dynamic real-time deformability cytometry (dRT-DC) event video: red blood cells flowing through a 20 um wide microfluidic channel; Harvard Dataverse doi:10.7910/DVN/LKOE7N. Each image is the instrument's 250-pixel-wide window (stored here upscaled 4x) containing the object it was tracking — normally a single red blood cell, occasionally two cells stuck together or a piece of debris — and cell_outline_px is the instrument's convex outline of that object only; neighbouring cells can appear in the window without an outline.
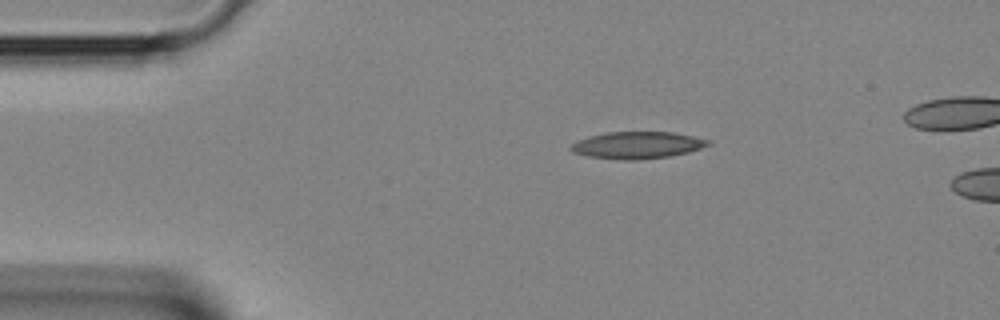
{"species": "Egyptian fruit bat (a non-hibernating species)", "species_latin": "Rousettus aegyptiacus", "temperature_condition": "room temperature", "stored_images_in_passage": 4, "segment_of_instrument_passage": [2, 2], "camera_frame_rate_fps": 3000, "um_per_image_px": 0.085, "animal": {"sex": "female"}, "frame": {"image": 1, "passage_image": 4, "time_ms": 1.0, "image_size_px": [1000, 320], "cell_outline_px": [[712, 144], [688, 152], [672, 156], [636, 160], [624, 160], [588, 156], [572, 152], [568, 148], [576, 140], [588, 136], [604, 132], [672, 132], [712, 140]], "centroid_in_image_um": [54.16, 12.33], "position_along_channel_um": 30.8, "area_um2": 21.73}}